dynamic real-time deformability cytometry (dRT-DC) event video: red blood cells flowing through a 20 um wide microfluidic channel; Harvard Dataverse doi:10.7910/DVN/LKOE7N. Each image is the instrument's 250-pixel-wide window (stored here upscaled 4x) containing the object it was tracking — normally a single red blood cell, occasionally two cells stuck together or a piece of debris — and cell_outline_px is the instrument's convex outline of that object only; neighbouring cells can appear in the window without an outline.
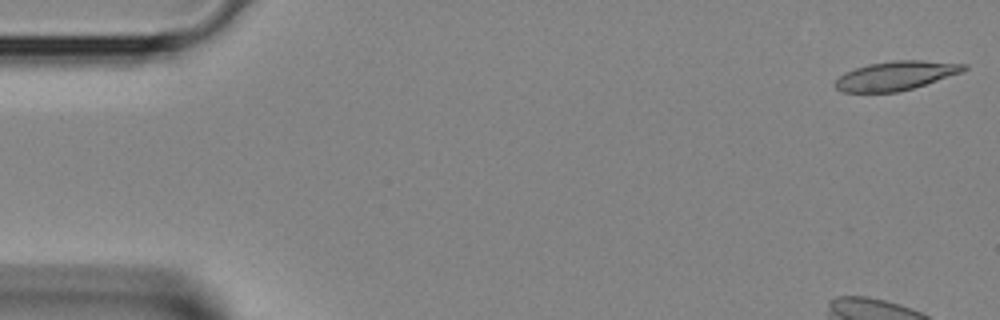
{"species": "Egyptian fruit bat (a non-hibernating species)", "species_latin": "Rousettus aegyptiacus", "temperature_condition": "room temperature", "stored_images_in_passage": 4, "camera_frame_rate_fps": 3000, "um_per_image_px": 0.085, "animal": {"sex": "female"}, "frame": {"image": 1, "passage_image": 1, "time_ms": 0.0, "image_size_px": [1000, 320], "cell_outline_px": [[968, 68], [964, 72], [912, 88], [896, 92], [840, 92], [832, 84], [844, 72], [868, 64], [892, 60], [924, 60], [968, 64]], "centroid_in_image_um": [76.15, 6.42], "position_along_channel_um": 8.8, "area_um2": 21.91}}